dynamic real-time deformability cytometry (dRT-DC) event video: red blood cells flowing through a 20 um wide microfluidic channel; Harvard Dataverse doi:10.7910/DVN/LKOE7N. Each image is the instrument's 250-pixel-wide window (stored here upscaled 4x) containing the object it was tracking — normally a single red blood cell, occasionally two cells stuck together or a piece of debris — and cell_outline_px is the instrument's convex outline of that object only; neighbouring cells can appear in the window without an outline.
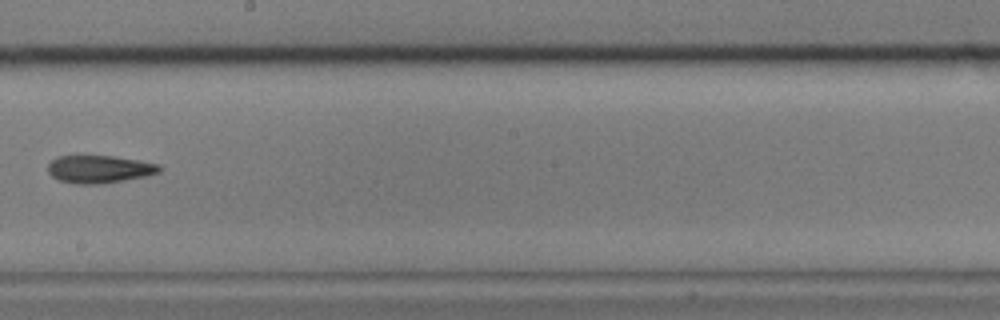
{"species": "common noctule bat (a hibernating species)", "species_latin": "Nyctalus noctula", "temperature_condition": "cold", "stored_images_in_passage": 10, "camera_frame_rate_fps": 3000, "um_per_image_px": 0.085, "animal": {"sex": "male", "body_mass_g": 17.9}, "frame": {"image": 1, "passage_image": 9, "time_ms": 9.667, "image_size_px": [1000, 320], "cell_outline_px": [[164, 168], [160, 172], [144, 176], [124, 180], [100, 184], [76, 184], [60, 180], [52, 176], [48, 172], [48, 164], [56, 156], [112, 156], [140, 160], [160, 164]], "centroid_in_image_um": [8.47, 14.37], "position_along_channel_um": 239.7, "area_um2": 18.03}}